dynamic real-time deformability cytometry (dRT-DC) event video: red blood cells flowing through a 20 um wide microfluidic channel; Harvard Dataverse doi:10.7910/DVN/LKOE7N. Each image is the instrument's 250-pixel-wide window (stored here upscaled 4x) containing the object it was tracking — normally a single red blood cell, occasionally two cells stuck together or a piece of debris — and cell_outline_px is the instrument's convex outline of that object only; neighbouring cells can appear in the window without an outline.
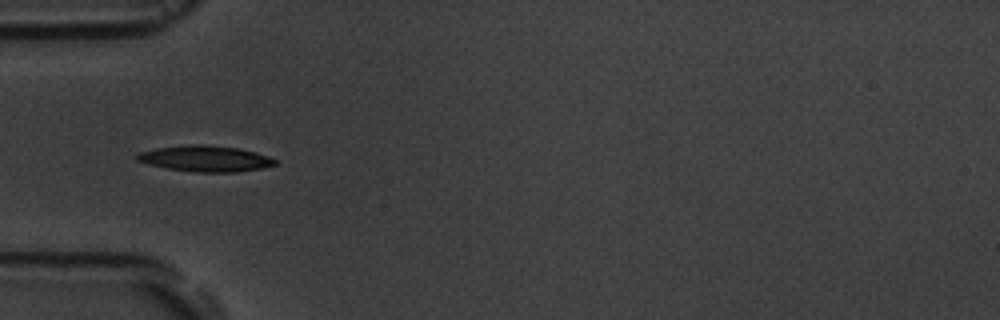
{"species": "common noctule bat (a hibernating species)", "species_latin": "Nyctalus noctula", "temperature_condition": "room temperature", "stored_images_in_passage": 6, "camera_frame_rate_fps": 3000, "um_per_image_px": 0.085, "animal": {"sex": "male", "body_mass_g": 19.5, "forearm_length_mm": 54.6}, "frame": {"image": 1, "passage_image": 4, "time_ms": 4.333, "image_size_px": [1000, 320], "cell_outline_px": [[276, 164], [260, 168], [236, 172], [196, 172], [168, 168], [148, 164], [136, 160], [136, 156], [140, 152], [156, 148], [192, 144], [204, 144], [240, 148], [256, 152], [268, 156], [276, 160]], "centroid_in_image_um": [17.46, 13.47], "position_along_channel_um": 67.5, "area_um2": 20.75}}
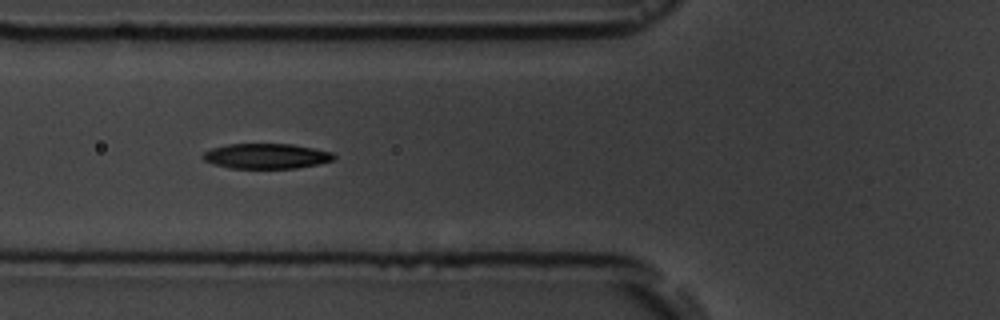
{"frame": {"image": 2, "passage_image": 5, "time_ms": 5.333, "image_size_px": [1000, 320], "cell_outline_px": [[336, 156], [332, 160], [316, 164], [296, 168], [228, 168], [212, 164], [204, 160], [200, 156], [204, 152], [212, 148], [228, 144], [292, 144], [332, 152]], "centroid_in_image_um": [22.58, 13.27], "position_along_channel_um": 103.2, "area_um2": 19.13}}
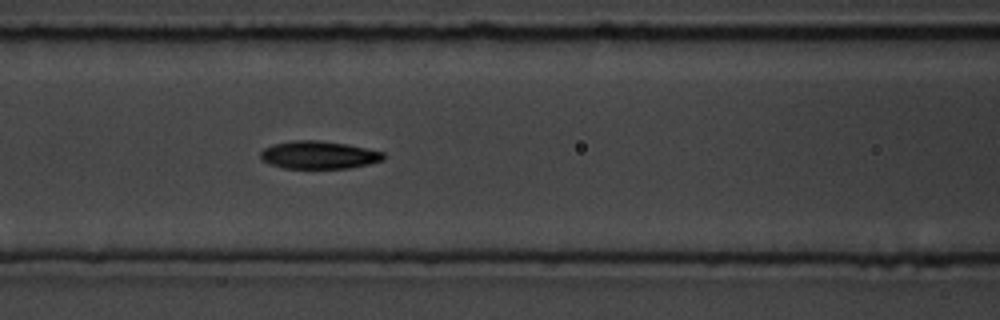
{"frame": {"image": 3, "passage_image": 6, "time_ms": 6.333, "image_size_px": [1000, 320], "cell_outline_px": [[384, 160], [368, 164], [348, 168], [284, 168], [268, 164], [260, 156], [260, 152], [264, 148], [272, 144], [292, 140], [316, 140], [348, 144], [384, 152]], "centroid_in_image_um": [27.08, 13.16], "position_along_channel_um": 139.5, "area_um2": 19.94}}